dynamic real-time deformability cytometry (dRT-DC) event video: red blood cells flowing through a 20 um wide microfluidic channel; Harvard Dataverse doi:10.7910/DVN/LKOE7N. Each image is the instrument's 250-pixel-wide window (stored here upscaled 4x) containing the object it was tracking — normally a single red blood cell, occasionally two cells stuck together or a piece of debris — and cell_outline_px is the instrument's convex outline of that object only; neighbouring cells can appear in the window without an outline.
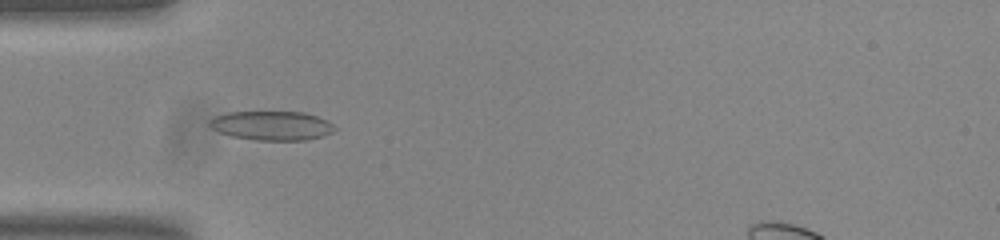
{"species": "common noctule bat (a hibernating species)", "species_latin": "Nyctalus noctula", "temperature_condition": "room temperature", "stored_images_in_passage": 52, "camera_frame_rate_fps": 3000, "um_per_image_px": 0.085, "animal": {"sex": "male", "body_mass_g": 20.0, "forearm_length_mm": 53.3}, "frame": {"image": 1, "passage_image": 16, "time_ms": 5.0, "image_size_px": [1000, 240], "cell_outline_px": [[336, 128], [332, 132], [320, 136], [304, 140], [256, 140], [232, 136], [220, 132], [212, 128], [208, 124], [208, 120], [216, 116], [228, 112], [304, 112], [316, 116], [332, 124]], "centroid_in_image_um": [23.06, 10.67], "position_along_channel_um": 61.9, "area_um2": 20.98}}
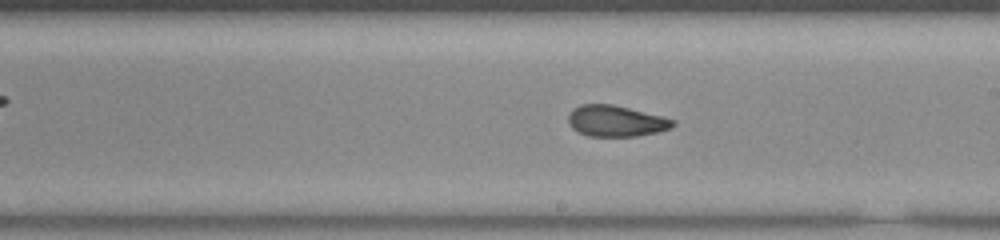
{"frame": {"image": 2, "passage_image": 30, "time_ms": 9.667, "image_size_px": [1000, 240], "cell_outline_px": [[676, 124], [668, 128], [656, 132], [636, 136], [588, 136], [576, 132], [568, 124], [568, 116], [580, 104], [612, 104], [664, 116], [676, 120]], "centroid_in_image_um": [52.35, 10.28], "position_along_channel_um": 236.6, "area_um2": 18.96}}
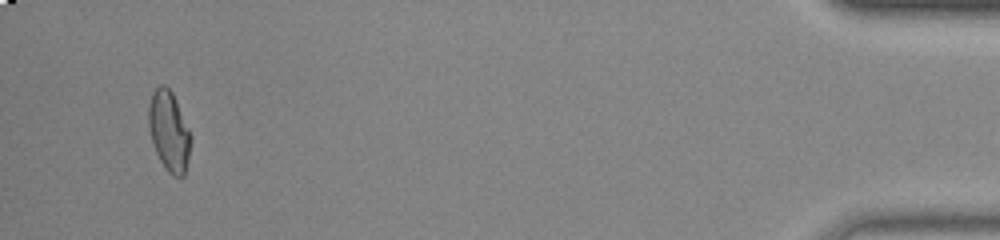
{"frame": {"image": 3, "passage_image": 51, "time_ms": 16.667, "image_size_px": [1000, 240], "cell_outline_px": [[192, 140], [188, 160], [184, 176], [180, 180], [172, 176], [168, 172], [160, 160], [156, 152], [148, 128], [148, 104], [152, 92], [160, 84], [164, 84], [172, 92], [192, 136]], "centroid_in_image_um": [14.37, 11.17], "position_along_channel_um": 420.8, "area_um2": 19.94}}